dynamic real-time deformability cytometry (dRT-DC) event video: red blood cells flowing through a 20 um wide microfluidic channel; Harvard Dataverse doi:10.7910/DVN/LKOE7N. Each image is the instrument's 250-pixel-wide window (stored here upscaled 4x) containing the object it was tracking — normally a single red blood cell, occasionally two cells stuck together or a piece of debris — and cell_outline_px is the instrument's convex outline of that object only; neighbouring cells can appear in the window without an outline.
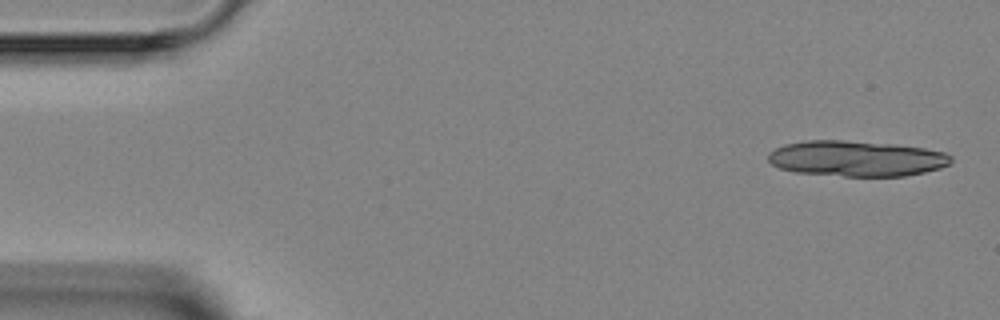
{"species": "Egyptian fruit bat (a non-hibernating species)", "species_latin": "Rousettus aegyptiacus", "temperature_condition": "room temperature", "stored_images_in_passage": 5, "camera_frame_rate_fps": 3000, "um_per_image_px": 0.085, "animal": {"sex": "female"}, "frame": {"image": 1, "passage_image": 1, "time_ms": 0.0, "image_size_px": [1000, 320], "cell_outline_px": [[952, 164], [940, 168], [924, 172], [904, 176], [844, 176], [796, 172], [780, 168], [772, 164], [768, 160], [768, 152], [784, 144], [804, 140], [844, 140], [892, 144], [924, 148], [944, 152], [952, 156]], "centroid_in_image_um": [72.8, 13.47], "position_along_channel_um": 12.2, "area_um2": 38.09}}
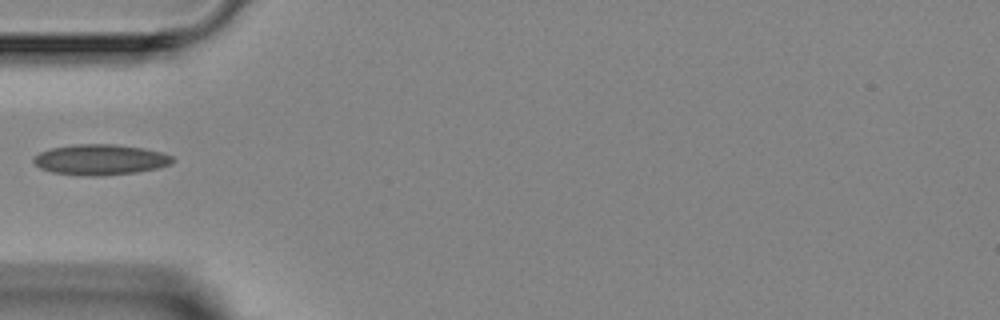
{"frame": {"image": 2, "passage_image": 5, "time_ms": 4.667, "image_size_px": [1000, 320], "cell_outline_px": [[176, 160], [172, 164], [156, 168], [136, 172], [100, 176], [88, 176], [52, 172], [40, 168], [32, 160], [40, 152], [52, 148], [72, 144], [112, 144], [144, 148], [160, 152], [172, 156]], "centroid_in_image_um": [8.54, 13.57], "position_along_channel_um": 76.5, "area_um2": 24.68}}